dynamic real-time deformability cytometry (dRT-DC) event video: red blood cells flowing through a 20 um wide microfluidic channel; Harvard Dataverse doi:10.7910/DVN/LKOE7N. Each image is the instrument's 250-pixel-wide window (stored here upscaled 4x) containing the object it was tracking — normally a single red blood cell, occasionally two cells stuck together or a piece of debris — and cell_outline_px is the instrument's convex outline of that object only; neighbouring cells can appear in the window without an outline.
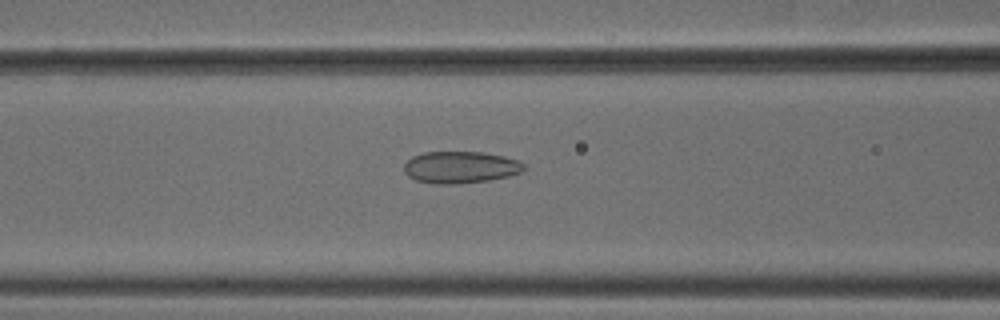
{"species": "common noctule bat (a hibernating species)", "species_latin": "Nyctalus noctula", "temperature_condition": "cold", "stored_images_in_passage": 46, "camera_frame_rate_fps": 3000, "um_per_image_px": 0.085, "animal": {"sex": "male", "body_mass_g": 18.8}, "frame": {"image": 1, "passage_image": 15, "time_ms": 4.667, "image_size_px": [1000, 320], "cell_outline_px": [[524, 168], [520, 172], [508, 176], [488, 180], [452, 184], [436, 184], [416, 180], [408, 176], [404, 172], [404, 164], [412, 156], [424, 152], [484, 152], [504, 156], [520, 160], [524, 164]], "centroid_in_image_um": [39.12, 14.21], "position_along_channel_um": 127.5, "area_um2": 22.25}}
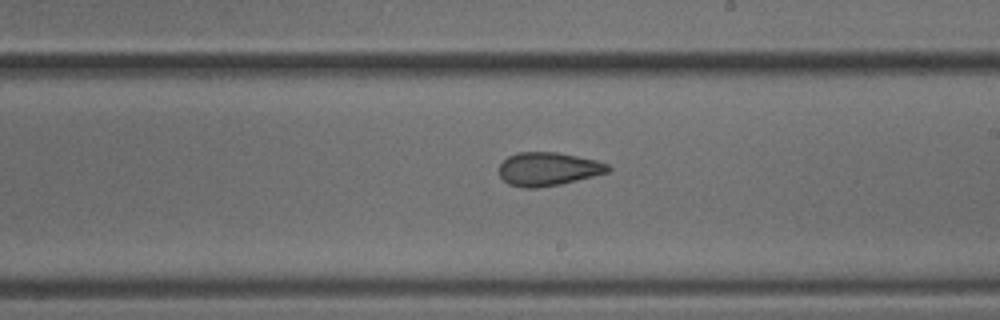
{"frame": {"image": 2, "passage_image": 24, "time_ms": 7.667, "image_size_px": [1000, 320], "cell_outline_px": [[612, 168], [608, 172], [560, 184], [536, 188], [524, 188], [508, 184], [500, 176], [500, 164], [508, 156], [516, 152], [556, 152], [596, 160], [608, 164]], "centroid_in_image_um": [46.58, 14.36], "position_along_channel_um": 242.4, "area_um2": 21.1}}
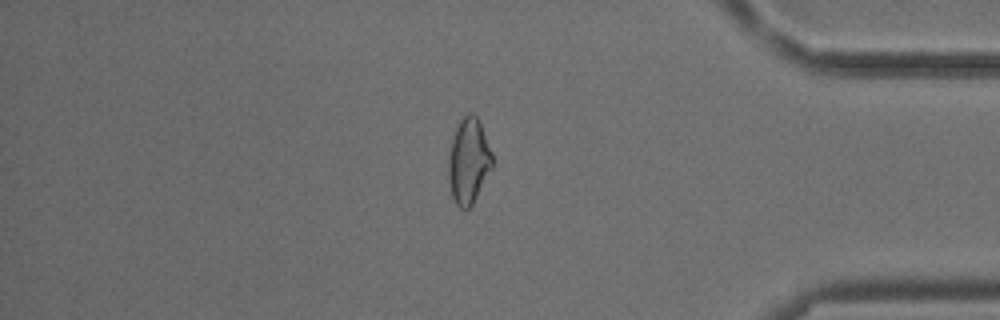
{"frame": {"image": 3, "passage_image": 38, "time_ms": 12.333, "image_size_px": [1000, 320], "cell_outline_px": [[492, 168], [472, 204], [468, 208], [460, 208], [456, 204], [452, 196], [448, 176], [448, 160], [452, 140], [456, 128], [460, 120], [468, 112], [472, 112], [476, 116], [480, 124], [492, 152]], "centroid_in_image_um": [39.82, 13.68], "position_along_channel_um": 395.4, "area_um2": 21.5}, "authors_computed_cell_mechanics": {"area_um2": 22.0507, "velocity_mm_per_s": 3.8245, "shape_relaxation_time_tau1_ms": 7.2577, "shape_relaxation_time_tau2_ms": 2.1906, "deformation_change_tau1": 0.1375, "deformation_change_tau2": 0.0971}}